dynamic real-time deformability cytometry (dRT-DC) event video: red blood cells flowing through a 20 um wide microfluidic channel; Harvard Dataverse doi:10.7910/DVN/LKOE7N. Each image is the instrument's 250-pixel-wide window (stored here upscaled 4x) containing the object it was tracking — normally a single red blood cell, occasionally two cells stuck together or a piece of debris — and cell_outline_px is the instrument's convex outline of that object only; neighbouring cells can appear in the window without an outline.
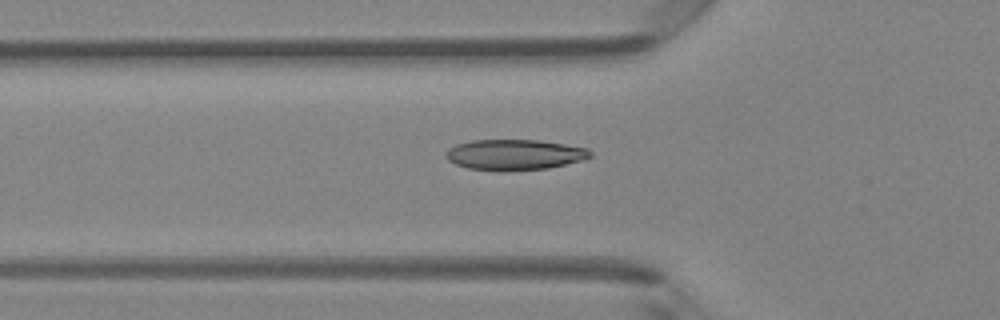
{"species": "Egyptian fruit bat (a non-hibernating species)", "species_latin": "Rousettus aegyptiacus", "temperature_condition": "room temperature", "stored_images_in_passage": 48, "camera_frame_rate_fps": 3000, "um_per_image_px": 0.085, "animal": {"sex": "female"}, "frame": {"image": 1, "passage_image": 17, "time_ms": 5.333, "image_size_px": [1000, 320], "cell_outline_px": [[592, 156], [584, 160], [548, 168], [500, 172], [468, 168], [456, 164], [448, 160], [444, 156], [444, 152], [448, 148], [456, 144], [472, 140], [540, 140], [588, 148], [592, 152]], "centroid_in_image_um": [43.72, 13.15], "position_along_channel_um": 82.1, "area_um2": 26.13}}
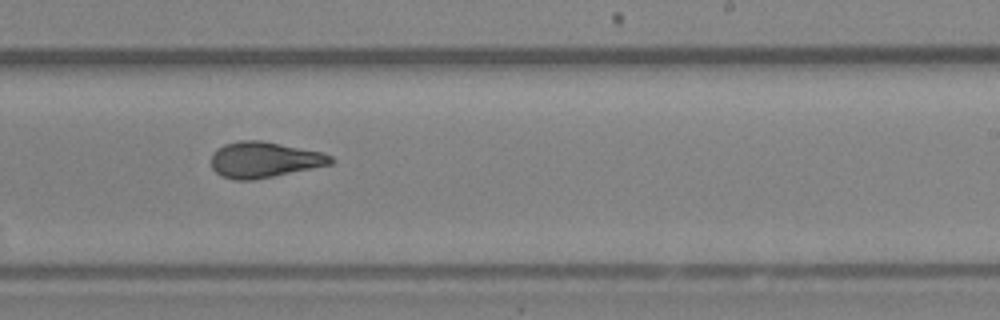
{"frame": {"image": 2, "passage_image": 30, "time_ms": 9.667, "image_size_px": [1000, 320], "cell_outline_px": [[336, 160], [332, 164], [252, 180], [236, 180], [220, 176], [212, 168], [212, 152], [216, 148], [224, 144], [240, 140], [260, 140], [320, 152], [332, 156]], "centroid_in_image_um": [22.42, 13.57], "position_along_channel_um": 266.6, "area_um2": 24.8}}
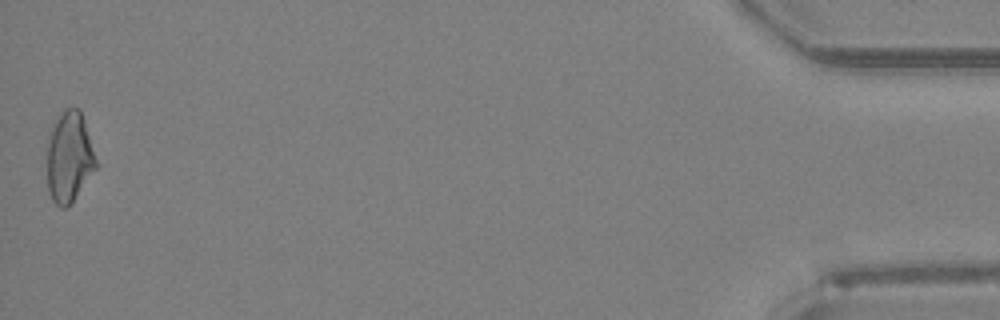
{"frame": {"image": 3, "passage_image": 48, "time_ms": 15.667, "image_size_px": [1000, 320], "cell_outline_px": [[100, 164], [68, 208], [60, 208], [52, 200], [48, 188], [48, 140], [52, 124], [64, 108], [80, 108]], "centroid_in_image_um": [5.93, 13.35], "position_along_channel_um": 429.3, "area_um2": 26.41}, "authors_computed_cell_mechanics": {"area_um2": 25.143, "velocity_mm_per_s": 4.257, "shape_relaxation_time_tau1_ms": 4.9352, "shape_relaxation_time_tau2_ms": 1.276, "deformation_change_tau1": 0.1441, "deformation_change_tau2": 0.0721}}